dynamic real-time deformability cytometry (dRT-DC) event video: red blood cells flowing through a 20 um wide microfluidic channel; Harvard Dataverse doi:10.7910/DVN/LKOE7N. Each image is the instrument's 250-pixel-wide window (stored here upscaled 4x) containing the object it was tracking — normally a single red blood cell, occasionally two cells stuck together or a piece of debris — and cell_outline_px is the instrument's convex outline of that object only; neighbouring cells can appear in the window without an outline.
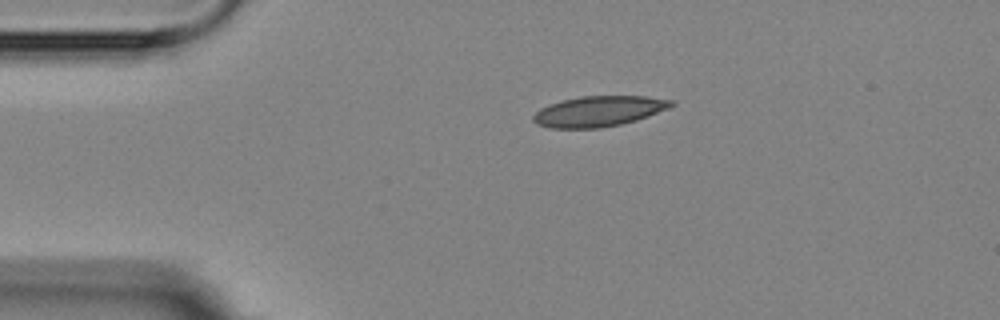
{"species": "Egyptian fruit bat (a non-hibernating species)", "species_latin": "Rousettus aegyptiacus", "temperature_condition": "room temperature", "stored_images_in_passage": 2, "camera_frame_rate_fps": 3000, "um_per_image_px": 0.085, "animal": {"sex": "female"}, "frame": {"image": 1, "passage_image": 2, "time_ms": 1.0, "image_size_px": [1000, 320], "cell_outline_px": [[676, 104], [668, 108], [648, 116], [636, 120], [620, 124], [600, 128], [548, 128], [536, 124], [532, 120], [532, 116], [540, 108], [548, 104], [560, 100], [580, 96], [648, 96], [672, 100]], "centroid_in_image_um": [50.85, 9.45], "position_along_channel_um": 34.1, "area_um2": 24.68}}